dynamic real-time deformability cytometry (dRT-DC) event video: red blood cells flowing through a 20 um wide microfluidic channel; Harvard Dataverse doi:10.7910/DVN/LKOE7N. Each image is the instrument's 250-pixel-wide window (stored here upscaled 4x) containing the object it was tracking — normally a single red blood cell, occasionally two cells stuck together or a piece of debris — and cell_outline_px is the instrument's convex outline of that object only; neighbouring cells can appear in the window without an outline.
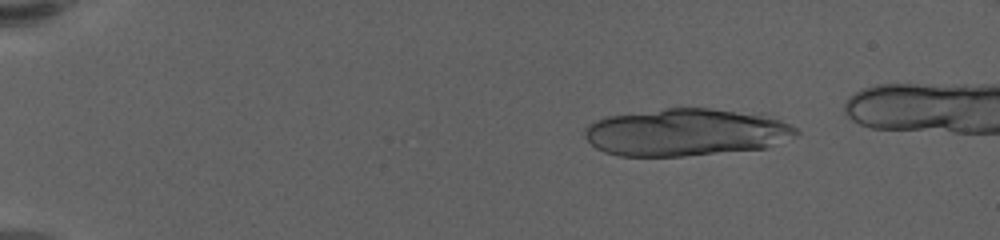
{"species": "human", "species_latin": "Homo sapiens", "temperature_condition": "warm", "stored_images_in_passage": 20, "camera_frame_rate_fps": 3000, "um_per_image_px": 0.085, "donor": {"sex": "female"}, "frame": {"image": 1, "passage_image": 6, "time_ms": 1.667, "image_size_px": [1000, 240], "cell_outline_px": [[800, 132], [796, 136], [768, 148], [684, 156], [620, 156], [604, 152], [596, 148], [584, 136], [584, 128], [588, 124], [604, 116], [664, 108], [708, 108], [764, 112], [796, 128]], "centroid_in_image_um": [58.35, 11.23], "position_along_channel_um": 26.6, "area_um2": 59.36}}